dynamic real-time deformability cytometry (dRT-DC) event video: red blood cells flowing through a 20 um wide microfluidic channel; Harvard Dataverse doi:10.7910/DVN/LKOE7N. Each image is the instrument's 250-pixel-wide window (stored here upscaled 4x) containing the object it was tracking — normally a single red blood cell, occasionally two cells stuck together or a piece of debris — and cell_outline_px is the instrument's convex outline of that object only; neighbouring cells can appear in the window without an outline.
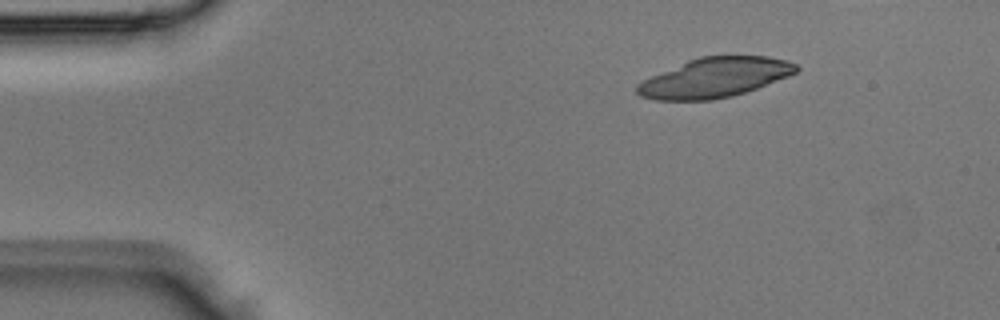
{"species": "Egyptian fruit bat (a non-hibernating species)", "species_latin": "Rousettus aegyptiacus", "temperature_condition": "room temperature", "stored_images_in_passage": 4, "camera_frame_rate_fps": 3000, "um_per_image_px": 0.085, "animal": {"sex": "male"}, "frame": {"image": 1, "passage_image": 1, "time_ms": 0.0, "image_size_px": [1000, 320], "cell_outline_px": [[800, 68], [796, 72], [788, 76], [756, 88], [732, 96], [712, 100], [656, 100], [640, 96], [636, 92], [636, 84], [652, 76], [688, 60], [700, 56], [768, 56], [784, 60], [796, 64]], "centroid_in_image_um": [60.74, 6.6], "position_along_channel_um": 24.3, "area_um2": 36.41}}